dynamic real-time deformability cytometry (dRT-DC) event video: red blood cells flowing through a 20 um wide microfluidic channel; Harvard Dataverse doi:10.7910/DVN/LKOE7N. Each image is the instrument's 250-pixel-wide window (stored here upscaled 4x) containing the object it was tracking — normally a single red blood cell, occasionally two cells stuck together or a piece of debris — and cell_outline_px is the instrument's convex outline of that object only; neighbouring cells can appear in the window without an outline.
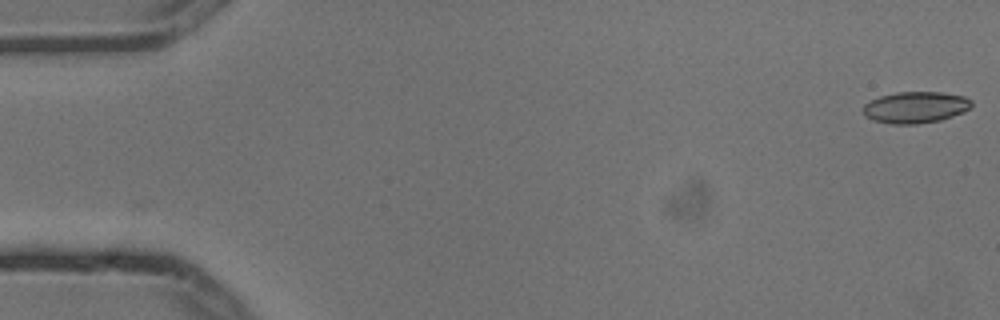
{"species": "common noctule bat (a hibernating species)", "species_latin": "Nyctalus noctula", "temperature_condition": "cold", "stored_images_in_passage": 2, "camera_frame_rate_fps": 3000, "um_per_image_px": 0.085, "animal": {"sex": "male", "body_mass_g": 13.3}, "frame": {"image": 1, "passage_image": 2, "time_ms": 0.333, "image_size_px": [1000, 320], "cell_outline_px": [[972, 104], [964, 112], [940, 120], [916, 124], [892, 124], [872, 120], [864, 116], [864, 104], [880, 96], [896, 92], [940, 92], [964, 96], [972, 100]], "centroid_in_image_um": [77.81, 9.12], "position_along_channel_um": 7.2, "area_um2": 19.83}}